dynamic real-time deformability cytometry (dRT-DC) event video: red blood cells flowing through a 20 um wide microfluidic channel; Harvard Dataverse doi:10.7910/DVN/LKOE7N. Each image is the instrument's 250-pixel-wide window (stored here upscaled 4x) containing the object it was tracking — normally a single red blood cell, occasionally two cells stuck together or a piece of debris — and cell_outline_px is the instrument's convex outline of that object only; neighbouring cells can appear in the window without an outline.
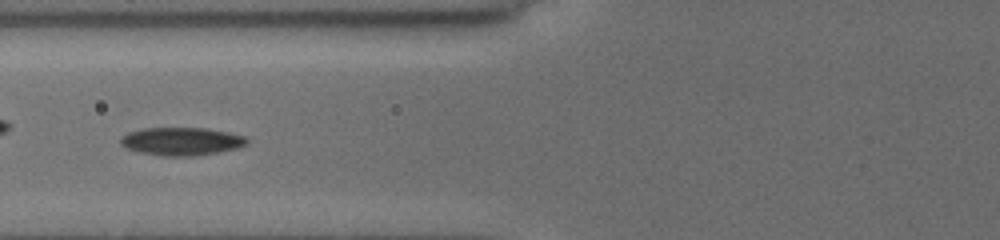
{"species": "common noctule bat (a hibernating species)", "species_latin": "Nyctalus noctula", "temperature_condition": "cold", "stored_images_in_passage": 55, "camera_frame_rate_fps": 3000, "um_per_image_px": 0.085, "animal": {"sex": "female", "body_mass_g": 19.5, "forearm_length_mm": 54.1}, "frame": {"image": 1, "passage_image": 24, "time_ms": 7.667, "image_size_px": [1000, 240], "cell_outline_px": [[248, 144], [236, 148], [220, 152], [192, 156], [164, 156], [140, 152], [128, 148], [120, 144], [120, 136], [128, 132], [144, 128], [208, 128], [228, 132], [244, 136], [248, 140]], "centroid_in_image_um": [15.43, 12.01], "position_along_channel_um": 110.4, "area_um2": 20.63}}
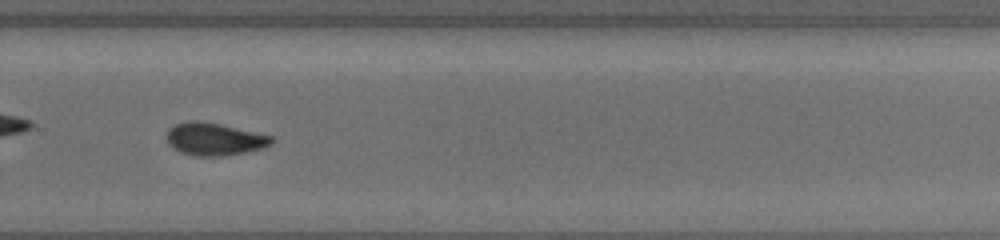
{"frame": {"image": 2, "passage_image": 40, "time_ms": 13.0, "image_size_px": [1000, 240], "cell_outline_px": [[272, 144], [264, 148], [244, 152], [220, 156], [196, 156], [180, 152], [168, 144], [164, 136], [168, 128], [184, 120], [200, 120], [220, 124], [272, 136]], "centroid_in_image_um": [18.15, 11.81], "position_along_channel_um": 311.6, "area_um2": 20.06}}
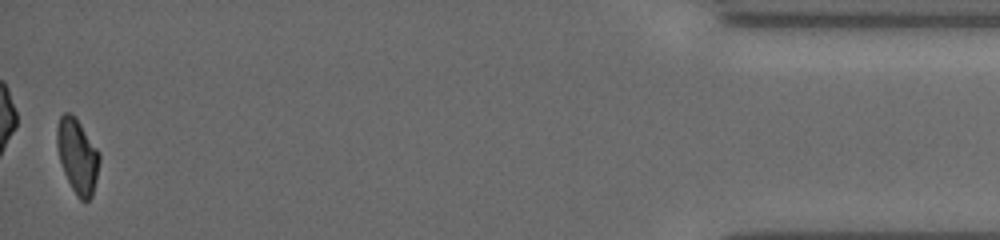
{"frame": {"image": 3, "passage_image": 55, "time_ms": 18.0, "image_size_px": [1000, 240], "cell_outline_px": [[100, 160], [96, 180], [92, 196], [88, 200], [80, 200], [76, 196], [64, 172], [60, 160], [56, 144], [56, 128], [60, 116], [64, 112], [72, 112], [76, 116], [100, 152]], "centroid_in_image_um": [6.58, 13.21], "position_along_channel_um": 428.6, "area_um2": 18.67}, "authors_computed_cell_mechanics": {"area_um2": 19.074, "velocity_mm_per_s": 3.7786, "shape_relaxation_time_tau1_ms": 4.1583, "shape_relaxation_time_tau2_ms": 6.5533, "deformation_change_tau1": 0.1278, "deformation_change_tau2": 0.1041}}